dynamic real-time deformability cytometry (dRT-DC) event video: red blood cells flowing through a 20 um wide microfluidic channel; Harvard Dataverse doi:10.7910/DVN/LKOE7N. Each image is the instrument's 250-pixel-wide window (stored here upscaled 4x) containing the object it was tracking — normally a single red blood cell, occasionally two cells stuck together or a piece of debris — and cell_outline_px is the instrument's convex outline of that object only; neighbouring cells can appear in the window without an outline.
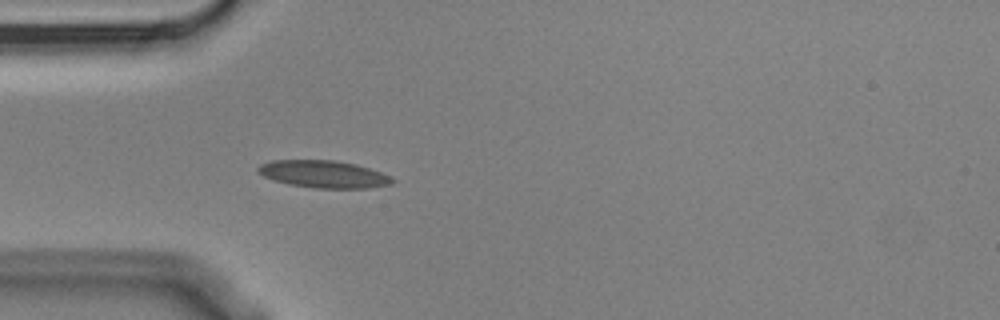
{"species": "Egyptian fruit bat (a non-hibernating species)", "species_latin": "Rousettus aegyptiacus", "temperature_condition": "cold", "stored_images_in_passage": 5, "camera_frame_rate_fps": 3000, "um_per_image_px": 0.085, "animal": {"sex": "male"}, "frame": {"image": 1, "passage_image": 5, "time_ms": 1.333, "image_size_px": [1000, 320], "cell_outline_px": [[396, 180], [392, 184], [368, 188], [316, 188], [288, 184], [272, 180], [256, 172], [256, 168], [260, 164], [272, 160], [336, 160], [356, 164], [380, 172]], "centroid_in_image_um": [27.47, 14.8], "position_along_channel_um": 57.5, "area_um2": 21.44}}